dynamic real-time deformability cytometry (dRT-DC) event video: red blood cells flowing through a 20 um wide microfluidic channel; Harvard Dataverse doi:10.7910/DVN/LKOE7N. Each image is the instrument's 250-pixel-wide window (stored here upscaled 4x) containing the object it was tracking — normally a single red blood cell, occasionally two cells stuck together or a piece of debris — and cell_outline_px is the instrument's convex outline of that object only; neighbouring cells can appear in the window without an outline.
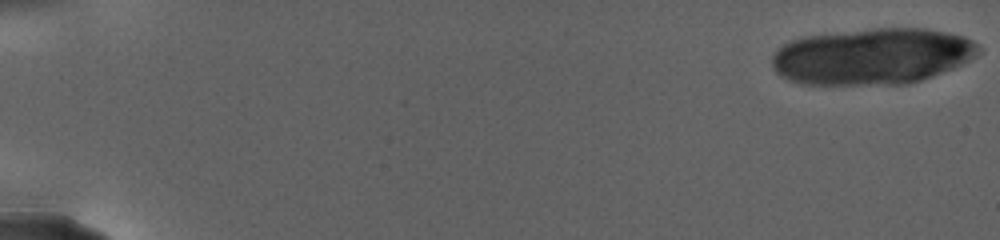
{"species": "human", "species_latin": "Homo sapiens", "temperature_condition": "warm", "stored_images_in_passage": 34, "camera_frame_rate_fps": 3000, "um_per_image_px": 0.085, "donor": {"sex": "female"}, "frame": {"image": 1, "passage_image": 1, "time_ms": 0.0, "image_size_px": [1000, 240], "cell_outline_px": [[980, 52], [976, 56], [952, 68], [932, 76], [908, 84], [804, 84], [788, 80], [776, 72], [772, 64], [772, 56], [784, 44], [792, 40], [808, 36], [872, 28], [924, 28], [964, 36], [972, 40], [980, 48]], "centroid_in_image_um": [74.15, 4.79], "position_along_channel_um": 10.8, "area_um2": 67.28}}